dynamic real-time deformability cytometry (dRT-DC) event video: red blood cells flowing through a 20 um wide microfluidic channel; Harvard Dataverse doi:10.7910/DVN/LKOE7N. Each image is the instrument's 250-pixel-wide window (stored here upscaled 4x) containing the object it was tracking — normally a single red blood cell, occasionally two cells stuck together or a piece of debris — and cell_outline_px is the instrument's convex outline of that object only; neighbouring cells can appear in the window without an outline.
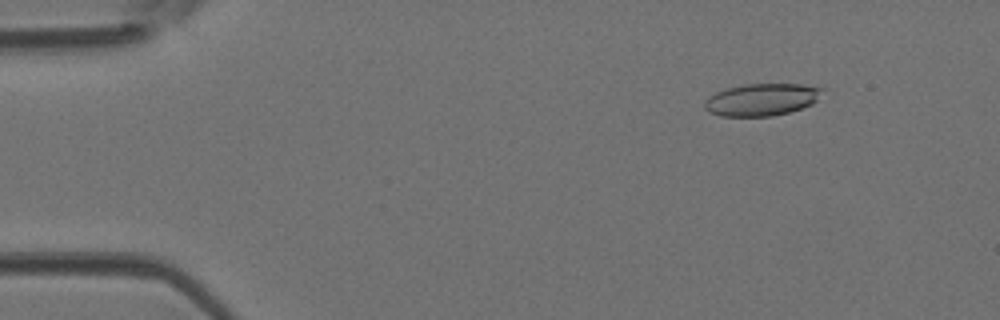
{"species": "Egyptian fruit bat (a non-hibernating species)", "species_latin": "Rousettus aegyptiacus", "temperature_condition": "room temperature", "stored_images_in_passage": 44, "camera_frame_rate_fps": 3000, "um_per_image_px": 0.085, "animal": {"sex": "female"}, "frame": {"image": 1, "passage_image": 4, "time_ms": 1.0, "image_size_px": [1000, 320], "cell_outline_px": [[824, 88], [816, 100], [812, 104], [788, 112], [772, 116], [720, 116], [708, 112], [704, 108], [704, 100], [708, 96], [716, 92], [728, 88], [744, 84], [800, 84]], "centroid_in_image_um": [64.69, 8.47], "position_along_channel_um": 20.3, "area_um2": 22.02}}
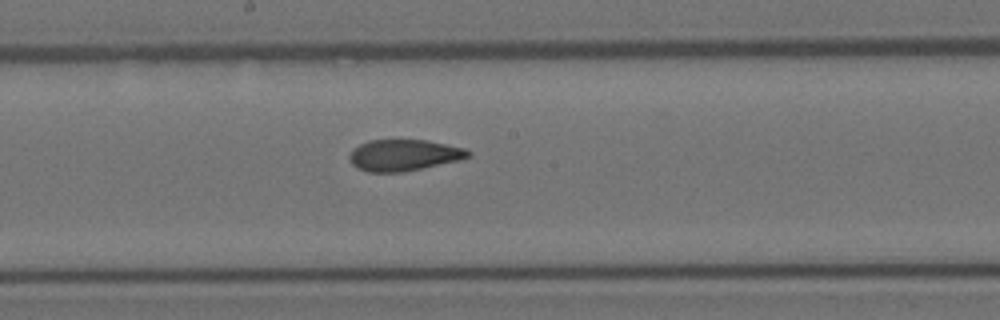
{"frame": {"image": 2, "passage_image": 23, "time_ms": 7.333, "image_size_px": [1000, 320], "cell_outline_px": [[472, 156], [456, 160], [404, 172], [368, 172], [356, 168], [348, 160], [348, 156], [352, 148], [368, 140], [424, 140], [464, 148], [472, 152]], "centroid_in_image_um": [34.25, 13.19], "position_along_channel_um": 213.9, "area_um2": 21.62}}
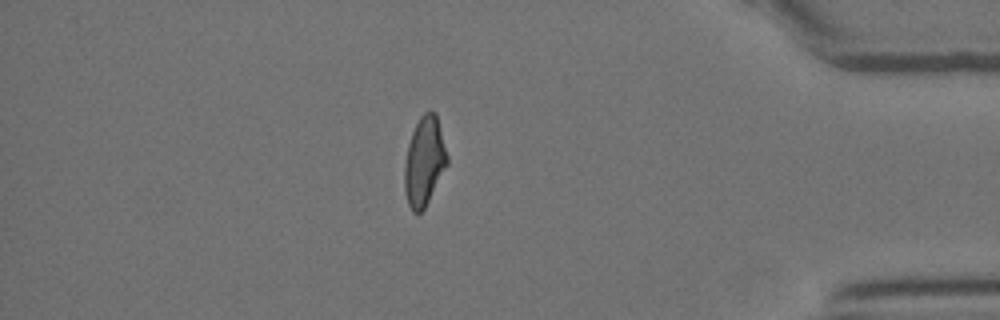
{"frame": {"image": 3, "passage_image": 38, "time_ms": 12.333, "image_size_px": [1000, 320], "cell_outline_px": [[448, 164], [424, 208], [420, 212], [412, 212], [408, 204], [404, 188], [404, 164], [408, 144], [412, 132], [420, 116], [424, 112], [432, 108], [436, 112], [448, 156]], "centroid_in_image_um": [36.06, 13.67], "position_along_channel_um": 399.1, "area_um2": 22.2}}